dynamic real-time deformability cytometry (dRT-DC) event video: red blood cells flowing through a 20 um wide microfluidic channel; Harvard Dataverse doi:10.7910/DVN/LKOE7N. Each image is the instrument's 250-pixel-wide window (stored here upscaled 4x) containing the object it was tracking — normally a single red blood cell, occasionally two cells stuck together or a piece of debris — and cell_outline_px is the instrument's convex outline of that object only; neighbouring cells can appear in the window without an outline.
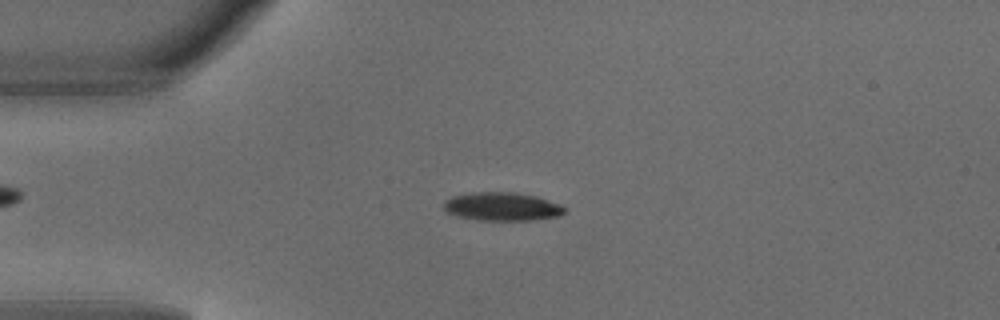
{"species": "common noctule bat (a hibernating species)", "species_latin": "Nyctalus noctula", "temperature_condition": "warm", "stored_images_in_passage": 5, "camera_frame_rate_fps": 3000, "um_per_image_px": 0.085, "animal": {"sex": "male", "body_mass_g": 18.8}, "frame": {"image": 1, "passage_image": 2, "time_ms": 0.333, "image_size_px": [1000, 320], "cell_outline_px": [[568, 212], [560, 216], [532, 220], [476, 220], [456, 216], [448, 212], [444, 208], [444, 200], [452, 196], [472, 192], [512, 192], [536, 196], [560, 204], [568, 208]], "centroid_in_image_um": [42.71, 17.56], "position_along_channel_um": 42.3, "area_um2": 20.23}}
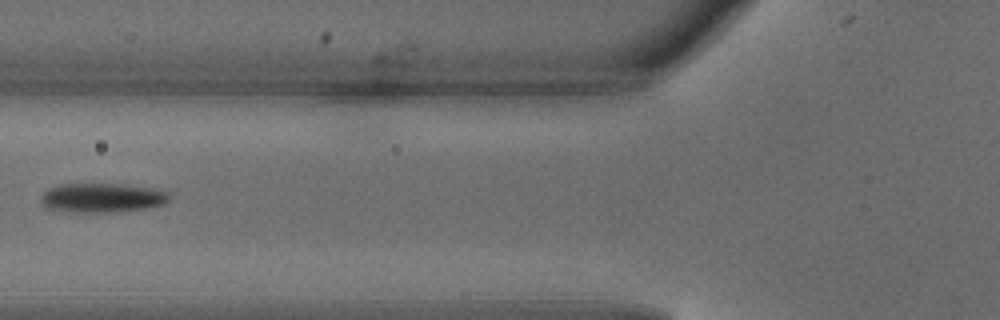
{"frame": {"image": 2, "passage_image": 4, "time_ms": 1.0, "image_size_px": [1000, 320], "cell_outline_px": [[168, 200], [164, 204], [144, 208], [112, 212], [72, 212], [48, 208], [40, 200], [40, 196], [48, 188], [60, 184], [124, 184], [156, 188], [168, 192]], "centroid_in_image_um": [8.67, 16.8], "position_along_channel_um": 117.1, "area_um2": 21.85}}
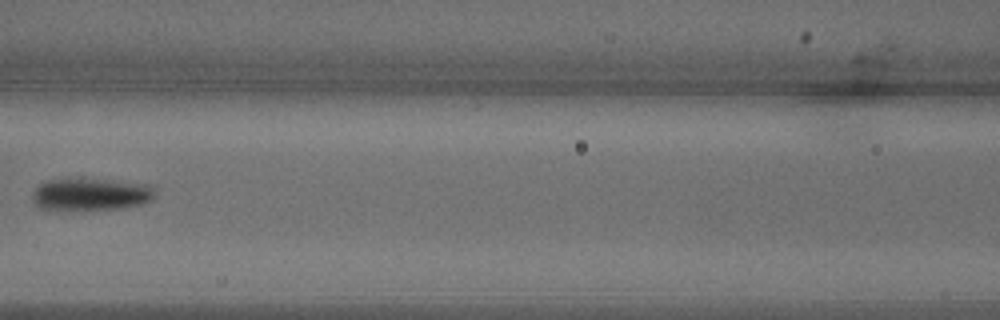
{"frame": {"image": 3, "passage_image": 5, "time_ms": 1.333, "image_size_px": [1000, 320], "cell_outline_px": [[156, 192], [152, 200], [140, 204], [120, 208], [40, 208], [32, 200], [32, 192], [40, 184], [48, 180], [104, 180], [152, 184]], "centroid_in_image_um": [7.78, 16.5], "position_along_channel_um": 158.8, "area_um2": 22.2}}